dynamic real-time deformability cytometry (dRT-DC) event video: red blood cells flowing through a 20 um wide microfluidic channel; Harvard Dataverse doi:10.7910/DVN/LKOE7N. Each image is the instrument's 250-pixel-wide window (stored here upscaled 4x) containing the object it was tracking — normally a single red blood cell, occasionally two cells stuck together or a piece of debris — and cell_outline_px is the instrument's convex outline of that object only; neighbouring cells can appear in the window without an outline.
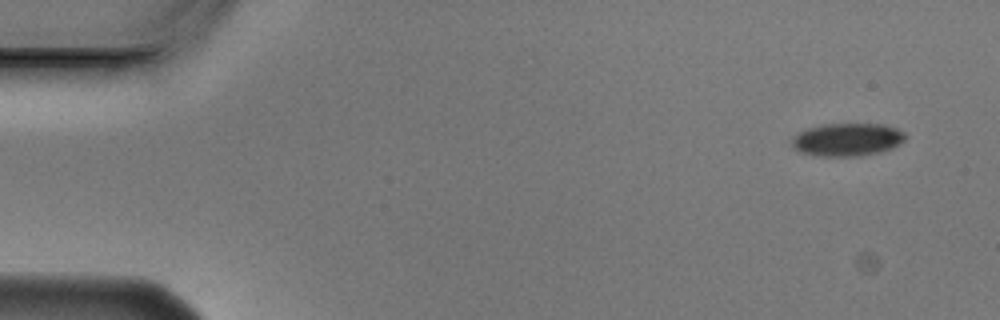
{"species": "Egyptian fruit bat (a non-hibernating species)", "species_latin": "Rousettus aegyptiacus", "temperature_condition": "cold", "stored_images_in_passage": 4, "camera_frame_rate_fps": 3000, "um_per_image_px": 0.085, "animal": {"sex": "male"}, "frame": {"image": 1, "passage_image": 1, "time_ms": 0.0, "image_size_px": [1000, 320], "cell_outline_px": [[908, 136], [900, 144], [892, 148], [880, 152], [860, 156], [820, 156], [800, 152], [792, 148], [792, 140], [800, 132], [808, 128], [824, 124], [884, 124], [896, 128], [904, 132]], "centroid_in_image_um": [72.05, 11.87], "position_along_channel_um": 12.9, "area_um2": 21.79}}